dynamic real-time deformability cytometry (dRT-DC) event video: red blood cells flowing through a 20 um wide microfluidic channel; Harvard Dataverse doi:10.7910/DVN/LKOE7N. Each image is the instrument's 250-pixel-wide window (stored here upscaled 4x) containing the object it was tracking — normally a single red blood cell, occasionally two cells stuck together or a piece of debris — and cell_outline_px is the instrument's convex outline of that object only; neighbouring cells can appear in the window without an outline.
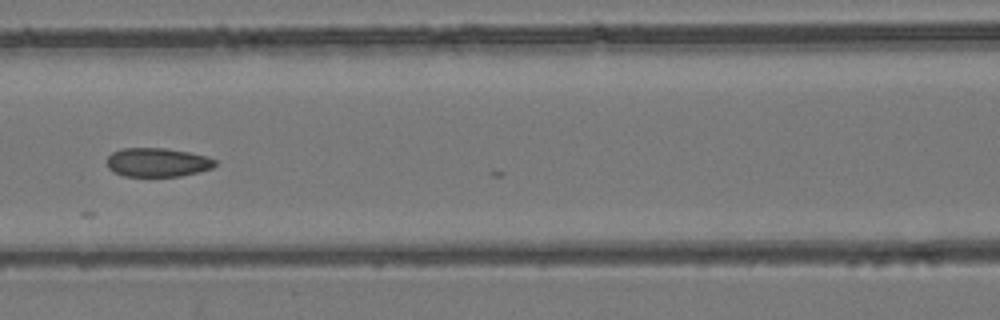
{"species": "common noctule bat (a hibernating species)", "species_latin": "Nyctalus noctula", "temperature_condition": "room temperature", "stored_images_in_passage": 8, "camera_frame_rate_fps": 3000, "um_per_image_px": 0.085, "animal": {"sex": "female", "body_mass_g": 24.6, "forearm_length_mm": 56.2}, "frame": {"image": 1, "passage_image": 7, "time_ms": 2.0, "image_size_px": [1000, 320], "cell_outline_px": [[216, 164], [212, 168], [180, 176], [124, 176], [112, 172], [108, 168], [108, 156], [112, 152], [120, 148], [164, 148], [188, 152], [204, 156], [216, 160]], "centroid_in_image_um": [13.34, 13.8], "position_along_channel_um": 153.3, "area_um2": 18.09}}